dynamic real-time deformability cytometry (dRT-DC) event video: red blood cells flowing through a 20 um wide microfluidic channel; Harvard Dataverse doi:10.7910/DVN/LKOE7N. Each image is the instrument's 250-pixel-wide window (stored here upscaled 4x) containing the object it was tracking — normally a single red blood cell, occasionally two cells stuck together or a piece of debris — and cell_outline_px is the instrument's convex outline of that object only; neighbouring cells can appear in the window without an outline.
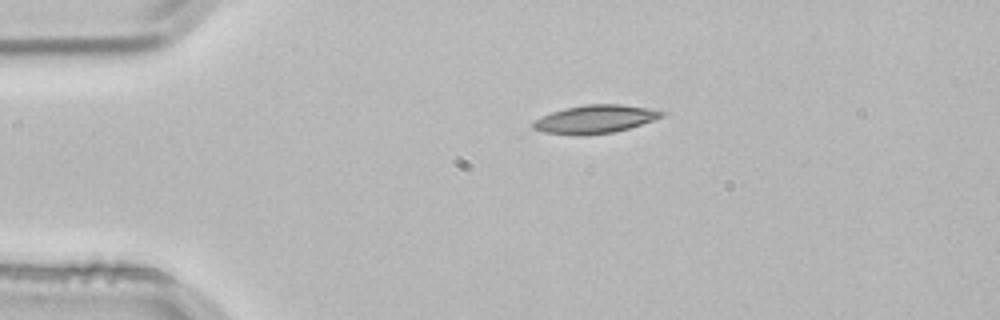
{"species": "common noctule bat (a hibernating species)", "species_latin": "Nyctalus noctula", "temperature_condition": "room temperature", "stored_images_in_passage": 2, "camera_frame_rate_fps": 3000, "um_per_image_px": 0.085, "animal": {"sex": "male", "body_mass_g": 21.5, "forearm_length_mm": 52.0}, "frame": {"image": 1, "passage_image": 2, "time_ms": 0.333, "image_size_px": [1000, 320], "cell_outline_px": [[668, 112], [664, 116], [628, 128], [612, 132], [544, 132], [532, 128], [532, 124], [536, 120], [552, 112], [564, 108], [584, 104], [620, 104], [648, 108]], "centroid_in_image_um": [50.66, 10.06], "position_along_channel_um": 34.3, "area_um2": 20.0}}